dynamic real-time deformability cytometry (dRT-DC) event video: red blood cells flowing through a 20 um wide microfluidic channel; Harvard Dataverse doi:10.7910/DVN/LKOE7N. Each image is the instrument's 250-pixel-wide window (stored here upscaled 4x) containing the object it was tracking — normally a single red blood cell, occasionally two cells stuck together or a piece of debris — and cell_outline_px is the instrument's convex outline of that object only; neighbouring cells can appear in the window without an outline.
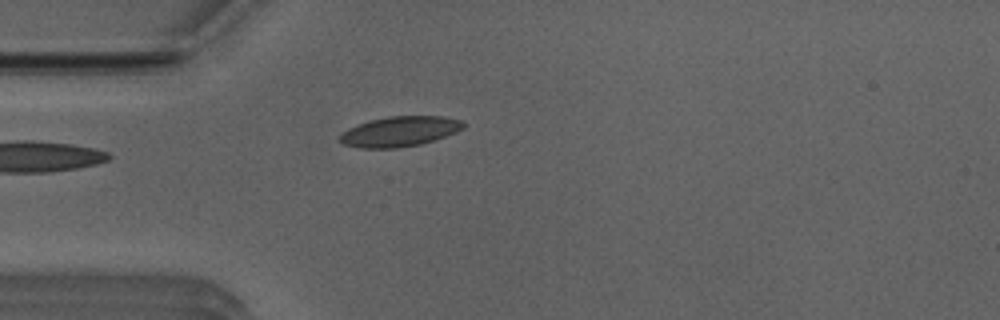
{"species": "Egyptian fruit bat (a non-hibernating species)", "species_latin": "Rousettus aegyptiacus", "temperature_condition": "room temperature", "stored_images_in_passage": 3, "camera_frame_rate_fps": 3000, "um_per_image_px": 0.085, "animal": {"sex": "male"}, "frame": {"image": 1, "passage_image": 1, "time_ms": 0.0, "image_size_px": [1000, 320], "cell_outline_px": [[464, 128], [456, 132], [420, 144], [396, 148], [360, 148], [344, 144], [340, 140], [340, 136], [348, 128], [356, 124], [368, 120], [388, 116], [444, 116], [460, 120], [464, 124]], "centroid_in_image_um": [33.95, 11.16], "position_along_channel_um": 51.0, "area_um2": 21.56}}